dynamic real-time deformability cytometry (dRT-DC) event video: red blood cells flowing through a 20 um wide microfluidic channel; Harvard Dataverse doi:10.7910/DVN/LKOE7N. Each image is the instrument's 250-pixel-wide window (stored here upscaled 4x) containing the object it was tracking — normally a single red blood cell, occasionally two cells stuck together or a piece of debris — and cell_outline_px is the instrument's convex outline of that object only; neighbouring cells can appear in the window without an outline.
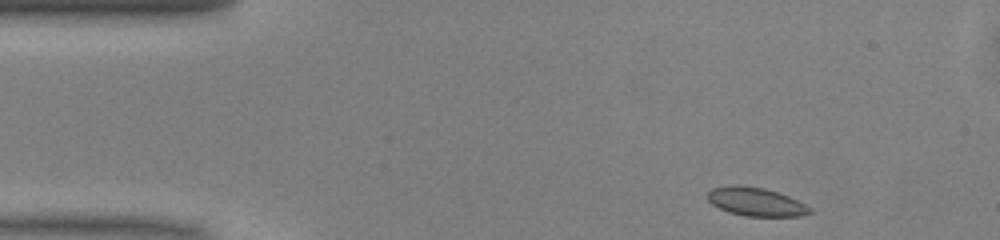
{"species": "common noctule bat (a hibernating species)", "species_latin": "Nyctalus noctula", "temperature_condition": "warm", "stored_images_in_passage": 44, "camera_frame_rate_fps": 3000, "um_per_image_px": 0.085, "animal": {"sex": "male", "body_mass_g": 13.0, "forearm_length_mm": 53.1}, "frame": {"image": 1, "passage_image": 1, "time_ms": 0.0, "image_size_px": [1000, 240], "cell_outline_px": [[812, 212], [804, 216], [744, 216], [728, 212], [712, 204], [708, 200], [708, 192], [712, 188], [732, 184], [740, 184], [764, 188], [788, 196], [812, 208]], "centroid_in_image_um": [64.24, 17.14], "position_along_channel_um": 20.8, "area_um2": 17.05}}
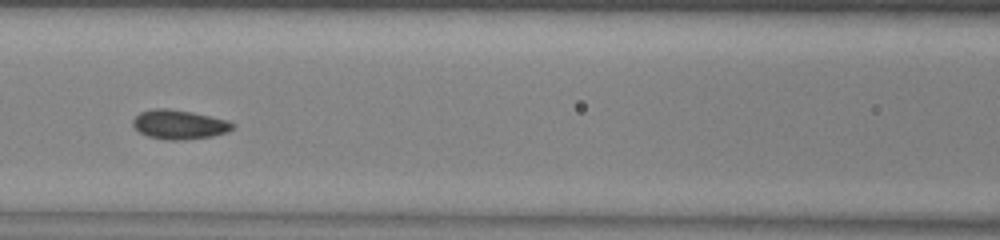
{"frame": {"image": 2, "passage_image": 16, "time_ms": 5.0, "image_size_px": [1000, 240], "cell_outline_px": [[236, 124], [228, 132], [212, 136], [184, 140], [168, 140], [148, 136], [140, 132], [132, 124], [132, 120], [140, 112], [156, 108], [164, 108], [192, 112], [228, 120]], "centroid_in_image_um": [15.25, 10.59], "position_along_channel_um": 151.4, "area_um2": 16.94}}
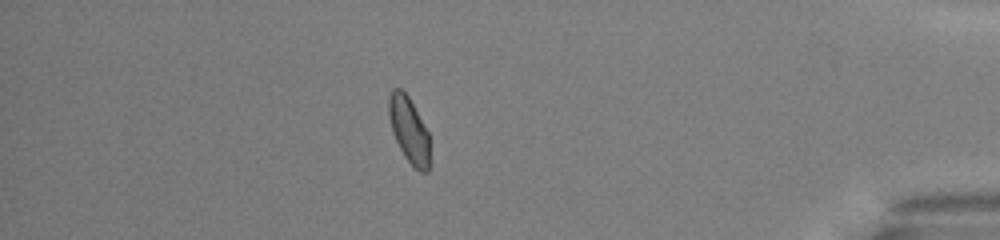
{"frame": {"image": 3, "passage_image": 38, "time_ms": 12.333, "image_size_px": [1000, 240], "cell_outline_px": [[428, 172], [420, 172], [404, 156], [392, 132], [388, 116], [388, 100], [392, 88], [400, 88], [408, 96], [428, 132]], "centroid_in_image_um": [34.72, 11.01], "position_along_channel_um": 400.5, "area_um2": 15.37}, "authors_computed_cell_mechanics": {"area_um2": 16.2707, "velocity_mm_per_s": 4.0648, "shape_relaxation_time_tau1_ms": 8.0744, "shape_relaxation_time_tau2_ms": 1.1476, "deformation_change_tau1": 0.0895, "deformation_change_tau2": 0.0564}}